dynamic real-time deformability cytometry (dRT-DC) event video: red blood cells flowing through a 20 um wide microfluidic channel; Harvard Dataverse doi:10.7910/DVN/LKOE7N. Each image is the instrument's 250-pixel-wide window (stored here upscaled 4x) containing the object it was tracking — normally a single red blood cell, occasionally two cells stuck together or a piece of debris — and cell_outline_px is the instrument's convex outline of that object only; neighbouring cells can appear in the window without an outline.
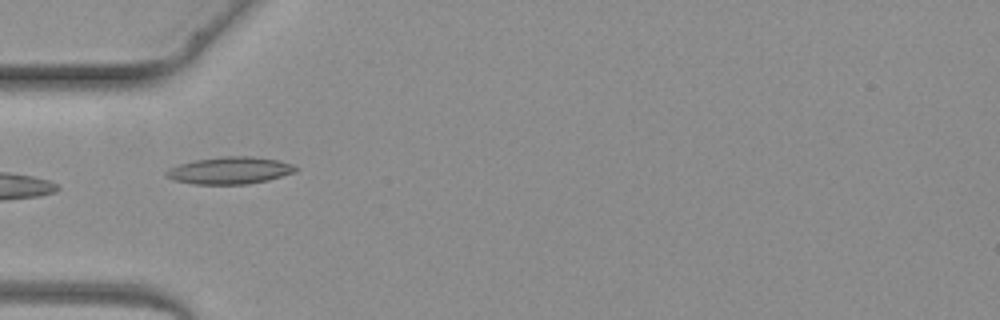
{"species": "common noctule bat (a hibernating species)", "species_latin": "Nyctalus noctula", "temperature_condition": "warm", "stored_images_in_passage": 5, "camera_frame_rate_fps": 3000, "um_per_image_px": 0.085, "animal": {"sex": "female", "body_mass_g": 19.3, "forearm_length_mm": 54.1}, "frame": {"image": 1, "passage_image": 5, "time_ms": 4.667, "image_size_px": [1000, 320], "cell_outline_px": [[300, 168], [296, 172], [268, 180], [244, 184], [196, 184], [172, 180], [164, 176], [164, 172], [168, 168], [180, 164], [196, 160], [220, 156], [252, 156], [276, 160], [292, 164]], "centroid_in_image_um": [19.52, 14.49], "position_along_channel_um": 65.5, "area_um2": 20.52}}